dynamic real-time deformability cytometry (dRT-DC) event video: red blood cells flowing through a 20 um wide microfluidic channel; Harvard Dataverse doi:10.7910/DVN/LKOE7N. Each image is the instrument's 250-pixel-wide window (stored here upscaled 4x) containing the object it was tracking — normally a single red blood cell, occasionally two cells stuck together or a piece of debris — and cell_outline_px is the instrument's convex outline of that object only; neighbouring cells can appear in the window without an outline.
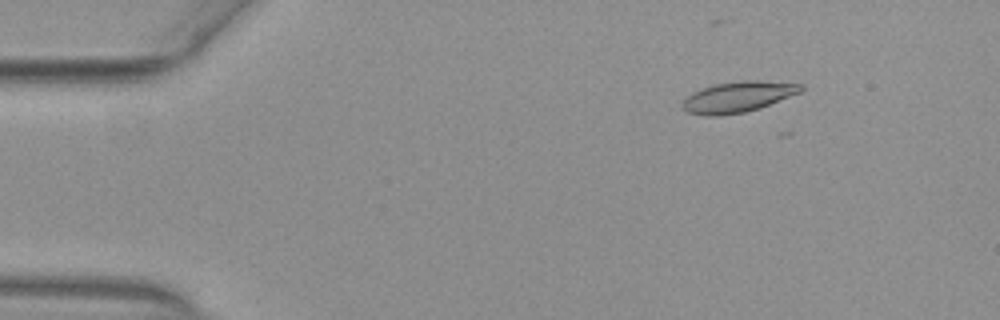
{"species": "common noctule bat (a hibernating species)", "species_latin": "Nyctalus noctula", "temperature_condition": "warm", "stored_images_in_passage": 22, "camera_frame_rate_fps": 3000, "um_per_image_px": 0.085, "animal": {"sex": "female", "body_mass_g": 29.2, "forearm_length_mm": 56.3}, "frame": {"image": 1, "passage_image": 8, "time_ms": 2.333, "image_size_px": [1000, 320], "cell_outline_px": [[804, 88], [800, 92], [760, 108], [744, 112], [720, 116], [704, 116], [688, 112], [680, 108], [680, 104], [692, 92], [716, 84], [740, 80], [760, 80], [804, 84]], "centroid_in_image_um": [62.71, 8.24], "position_along_channel_um": 22.3, "area_um2": 21.33}}
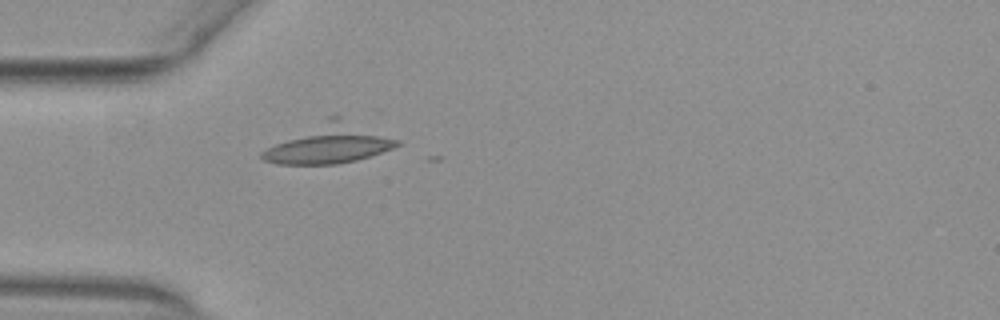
{"frame": {"image": 2, "passage_image": 17, "time_ms": 5.333, "image_size_px": [1000, 320], "cell_outline_px": [[400, 144], [392, 148], [356, 160], [336, 164], [276, 164], [264, 160], [260, 156], [260, 152], [328, 116], [336, 112], [400, 140]], "centroid_in_image_um": [28.05, 12.17], "position_along_channel_um": 57.0, "area_um2": 30.92}}
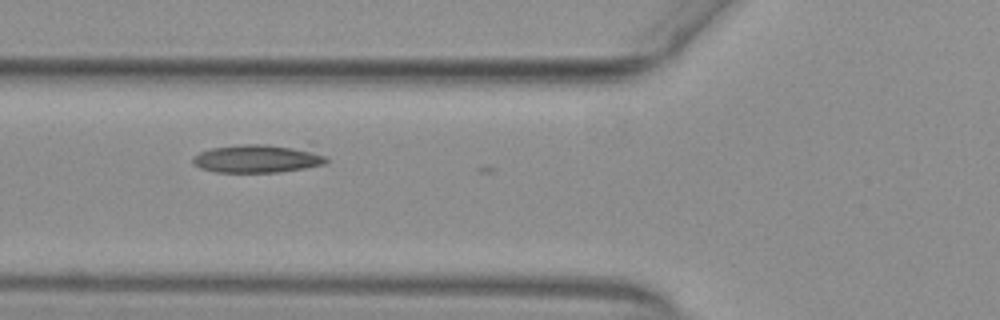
{"frame": {"image": 3, "passage_image": 21, "time_ms": 6.667, "image_size_px": [1000, 320], "cell_outline_px": [[328, 160], [324, 164], [304, 168], [280, 172], [216, 172], [200, 168], [192, 164], [192, 156], [200, 152], [212, 148], [240, 144], [308, 140], [312, 140]], "centroid_in_image_um": [22.18, 13.37], "position_along_channel_um": 103.6, "area_um2": 24.33}}